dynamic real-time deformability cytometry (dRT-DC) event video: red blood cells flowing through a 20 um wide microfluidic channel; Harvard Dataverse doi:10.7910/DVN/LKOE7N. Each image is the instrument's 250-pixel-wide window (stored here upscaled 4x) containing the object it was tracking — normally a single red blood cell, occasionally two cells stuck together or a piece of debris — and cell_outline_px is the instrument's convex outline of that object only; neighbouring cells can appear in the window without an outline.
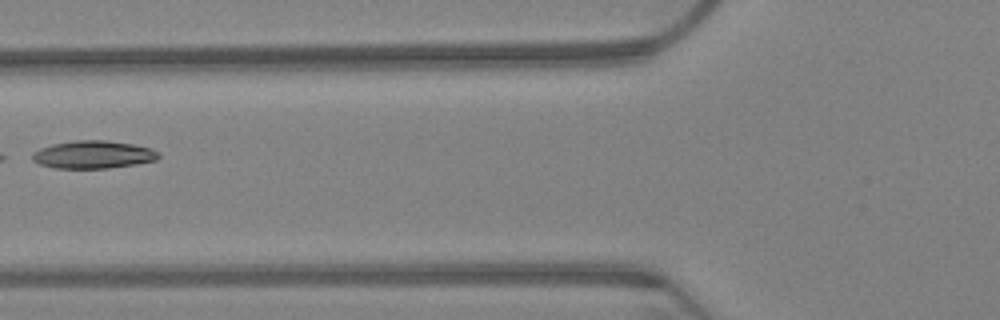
{"species": "Egyptian fruit bat (a non-hibernating species)", "species_latin": "Rousettus aegyptiacus", "temperature_condition": "warm", "stored_images_in_passage": 8, "camera_frame_rate_fps": 3000, "um_per_image_px": 0.085, "animal": {"sex": "female"}, "frame": {"image": 1, "passage_image": 3, "time_ms": 0.667, "image_size_px": [1000, 320], "cell_outline_px": [[160, 156], [156, 160], [136, 164], [108, 168], [56, 168], [40, 164], [32, 160], [32, 152], [40, 148], [52, 144], [76, 140], [108, 140], [132, 144], [148, 148], [160, 152]], "centroid_in_image_um": [7.91, 13.14], "position_along_channel_um": 117.9, "area_um2": 20.4}}